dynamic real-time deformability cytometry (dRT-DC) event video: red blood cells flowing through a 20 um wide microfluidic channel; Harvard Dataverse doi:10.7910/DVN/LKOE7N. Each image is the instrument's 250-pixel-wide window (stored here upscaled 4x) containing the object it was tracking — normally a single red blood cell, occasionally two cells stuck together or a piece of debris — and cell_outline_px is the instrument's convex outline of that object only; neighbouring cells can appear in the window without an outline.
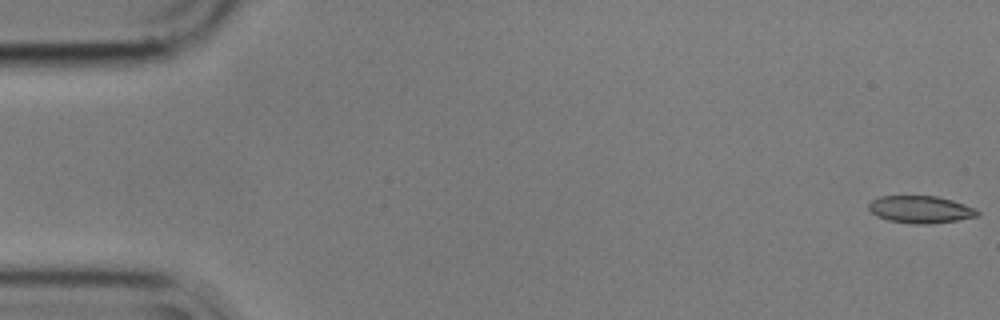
{"species": "common noctule bat (a hibernating species)", "species_latin": "Nyctalus noctula", "temperature_condition": "cold", "stored_images_in_passage": 12, "camera_frame_rate_fps": 3000, "um_per_image_px": 0.085, "animal": {"sex": "male", "body_mass_g": 17.9}, "frame": {"image": 1, "passage_image": 1, "time_ms": 0.0, "image_size_px": [1000, 320], "cell_outline_px": [[980, 216], [932, 224], [908, 224], [888, 220], [876, 216], [868, 208], [868, 204], [872, 200], [880, 196], [936, 196], [952, 200], [976, 208], [980, 212]], "centroid_in_image_um": [78.25, 17.81], "position_along_channel_um": 6.7, "area_um2": 17.46}}